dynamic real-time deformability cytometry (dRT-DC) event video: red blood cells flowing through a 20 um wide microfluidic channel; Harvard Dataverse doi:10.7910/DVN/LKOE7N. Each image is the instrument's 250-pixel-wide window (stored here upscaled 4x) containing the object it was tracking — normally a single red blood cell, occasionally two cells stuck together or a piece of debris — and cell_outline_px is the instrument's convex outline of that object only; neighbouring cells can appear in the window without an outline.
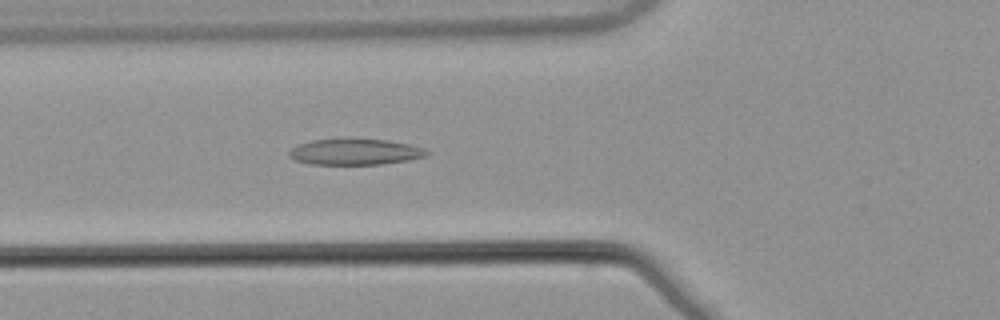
{"species": "common noctule bat (a hibernating species)", "species_latin": "Nyctalus noctula", "temperature_condition": "warm", "stored_images_in_passage": 46, "camera_frame_rate_fps": 3000, "um_per_image_px": 0.085, "animal": {"sex": "male", "body_mass_g": 21.5, "forearm_length_mm": 52.0}, "frame": {"image": 1, "passage_image": 13, "time_ms": 4.0, "image_size_px": [1000, 320], "cell_outline_px": [[432, 152], [428, 156], [408, 160], [380, 164], [312, 164], [296, 160], [288, 156], [288, 152], [292, 148], [300, 144], [312, 140], [348, 136], [388, 140], [408, 144], [424, 148]], "centroid_in_image_um": [30.21, 12.86], "position_along_channel_um": 95.6, "area_um2": 21.56}}
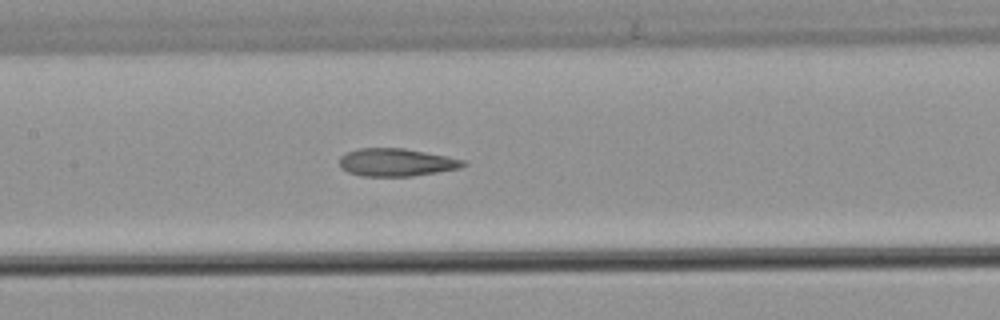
{"frame": {"image": 2, "passage_image": 19, "time_ms": 6.0, "image_size_px": [1000, 320], "cell_outline_px": [[468, 164], [460, 168], [412, 176], [360, 176], [348, 172], [340, 168], [340, 156], [344, 152], [360, 148], [404, 148], [464, 160]], "centroid_in_image_um": [33.63, 13.8], "position_along_channel_um": 173.8, "area_um2": 20.0}}
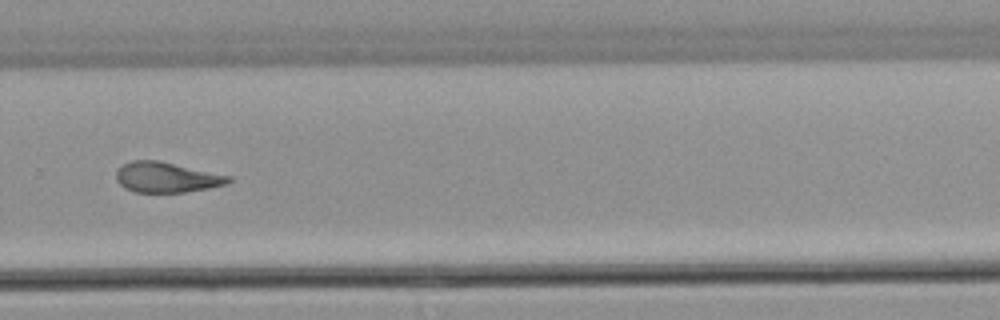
{"frame": {"image": 3, "passage_image": 30, "time_ms": 9.667, "image_size_px": [1000, 320], "cell_outline_px": [[232, 180], [228, 184], [208, 188], [184, 192], [136, 192], [124, 188], [116, 180], [116, 172], [124, 164], [132, 160], [160, 160], [232, 176]], "centroid_in_image_um": [14.19, 15.06], "position_along_channel_um": 315.6, "area_um2": 19.94}, "authors_computed_cell_mechanics": {"area_um2": 20.7213, "velocity_mm_per_s": 3.8861, "shape_relaxation_time_tau1_ms": null, "shape_relaxation_time_tau2_ms": 2.7736, "deformation_change_tau1": null, "deformation_change_tau2": 0.1008}}